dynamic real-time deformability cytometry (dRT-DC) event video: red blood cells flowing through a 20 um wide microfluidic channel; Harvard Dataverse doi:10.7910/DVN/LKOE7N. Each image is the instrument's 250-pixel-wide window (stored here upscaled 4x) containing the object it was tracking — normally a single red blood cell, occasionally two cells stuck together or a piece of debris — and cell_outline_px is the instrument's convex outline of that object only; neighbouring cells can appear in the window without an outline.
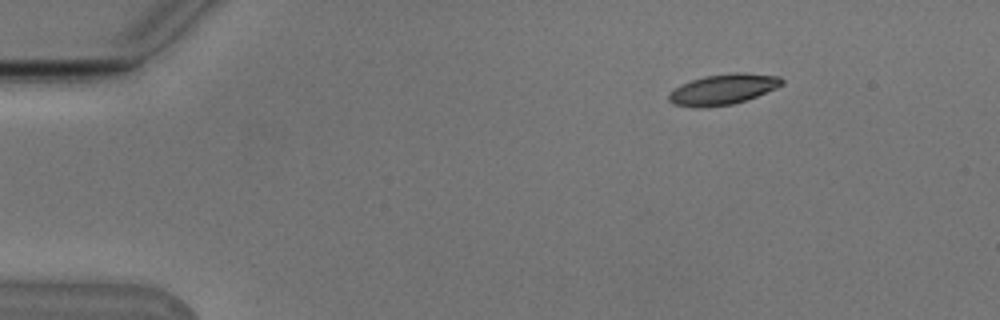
{"species": "Egyptian fruit bat (a non-hibernating species)", "species_latin": "Rousettus aegyptiacus", "temperature_condition": "cold", "stored_images_in_passage": 48, "camera_frame_rate_fps": 3000, "um_per_image_px": 0.085, "animal": {"sex": "male"}, "frame": {"image": 1, "passage_image": 1, "time_ms": 0.0, "image_size_px": [1000, 320], "cell_outline_px": [[784, 84], [776, 88], [756, 96], [732, 104], [708, 108], [692, 108], [672, 104], [668, 100], [668, 96], [680, 84], [704, 76], [732, 72], [744, 72], [780, 76], [784, 80]], "centroid_in_image_um": [61.45, 7.59], "position_along_channel_um": 23.5, "area_um2": 20.35}}
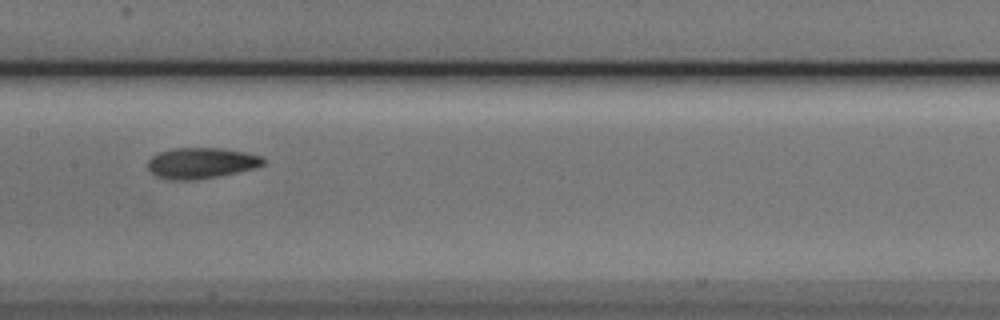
{"frame": {"image": 2, "passage_image": 21, "time_ms": 6.667, "image_size_px": [1000, 320], "cell_outline_px": [[264, 164], [256, 168], [216, 176], [192, 180], [168, 180], [156, 176], [148, 168], [148, 160], [152, 156], [160, 152], [176, 148], [220, 148], [244, 152], [264, 156]], "centroid_in_image_um": [17.11, 13.86], "position_along_channel_um": 190.3, "area_um2": 20.63}}
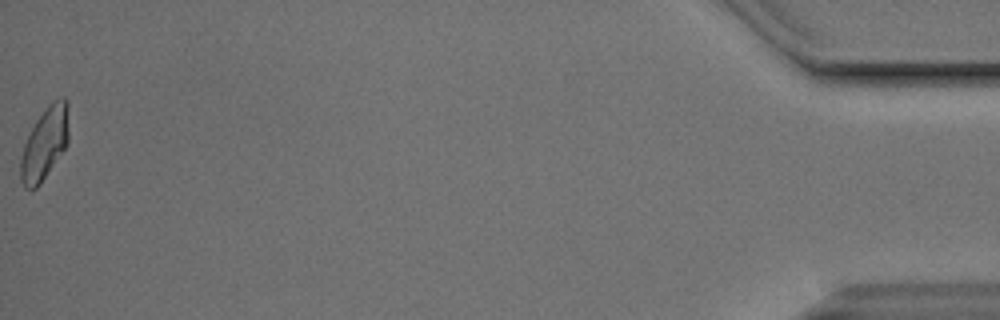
{"frame": {"image": 3, "passage_image": 48, "time_ms": 15.667, "image_size_px": [1000, 320], "cell_outline_px": [[68, 140], [64, 148], [40, 184], [36, 188], [24, 188], [20, 180], [20, 156], [24, 144], [36, 120], [44, 108], [52, 100], [60, 96], [64, 96], [68, 100]], "centroid_in_image_um": [3.79, 12.14], "position_along_channel_um": 431.4, "area_um2": 20.29}, "authors_computed_cell_mechanics": {"area_um2": 20.2878, "velocity_mm_per_s": 3.7666, "shape_relaxation_time_tau1_ms": 3.8791, "shape_relaxation_time_tau2_ms": 2.1936, "deformation_change_tau1": 0.1599, "deformation_change_tau2": 0.0844}}